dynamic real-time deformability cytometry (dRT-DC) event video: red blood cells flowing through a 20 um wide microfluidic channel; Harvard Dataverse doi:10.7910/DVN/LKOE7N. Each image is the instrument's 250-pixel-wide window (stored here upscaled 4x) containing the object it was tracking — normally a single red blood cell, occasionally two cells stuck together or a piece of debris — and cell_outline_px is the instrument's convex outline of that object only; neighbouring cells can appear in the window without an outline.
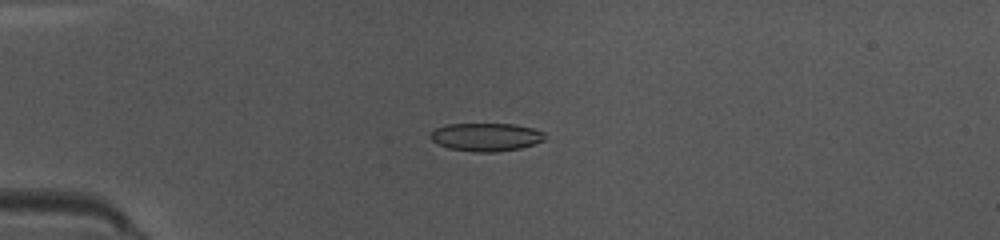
{"species": "common noctule bat (a hibernating species)", "species_latin": "Nyctalus noctula", "temperature_condition": "warm", "stored_images_in_passage": 30, "camera_frame_rate_fps": 3000, "um_per_image_px": 0.085, "animal": {"sex": "female", "body_mass_g": 10.0, "forearm_length_mm": 53.1}, "frame": {"image": 1, "passage_image": 1, "time_ms": 0.0, "image_size_px": [1000, 240], "cell_outline_px": [[548, 136], [544, 140], [520, 148], [496, 152], [476, 152], [448, 148], [432, 140], [428, 136], [436, 128], [448, 124], [516, 124], [532, 128], [544, 132]], "centroid_in_image_um": [41.34, 11.64], "position_along_channel_um": 43.7, "area_um2": 18.73}}
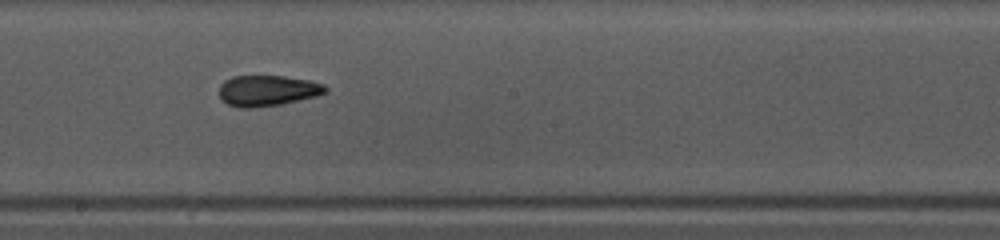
{"frame": {"image": 2, "passage_image": 16, "time_ms": 5.0, "image_size_px": [1000, 240], "cell_outline_px": [[328, 92], [316, 96], [280, 104], [252, 108], [240, 108], [228, 104], [220, 100], [220, 84], [224, 80], [232, 76], [284, 76], [308, 80], [324, 84], [328, 88]], "centroid_in_image_um": [22.72, 7.7], "position_along_channel_um": 225.5, "area_um2": 19.13}}
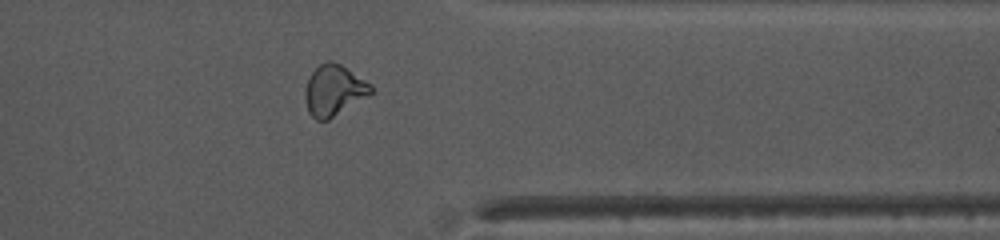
{"frame": {"image": 3, "passage_image": 28, "time_ms": 9.0, "image_size_px": [1000, 240], "cell_outline_px": [[376, 92], [328, 120], [316, 120], [308, 112], [304, 96], [304, 92], [308, 76], [320, 64], [328, 60], [332, 60], [340, 64], [372, 84]], "centroid_in_image_um": [28.4, 7.68], "position_along_channel_um": 383.0, "area_um2": 19.83}}